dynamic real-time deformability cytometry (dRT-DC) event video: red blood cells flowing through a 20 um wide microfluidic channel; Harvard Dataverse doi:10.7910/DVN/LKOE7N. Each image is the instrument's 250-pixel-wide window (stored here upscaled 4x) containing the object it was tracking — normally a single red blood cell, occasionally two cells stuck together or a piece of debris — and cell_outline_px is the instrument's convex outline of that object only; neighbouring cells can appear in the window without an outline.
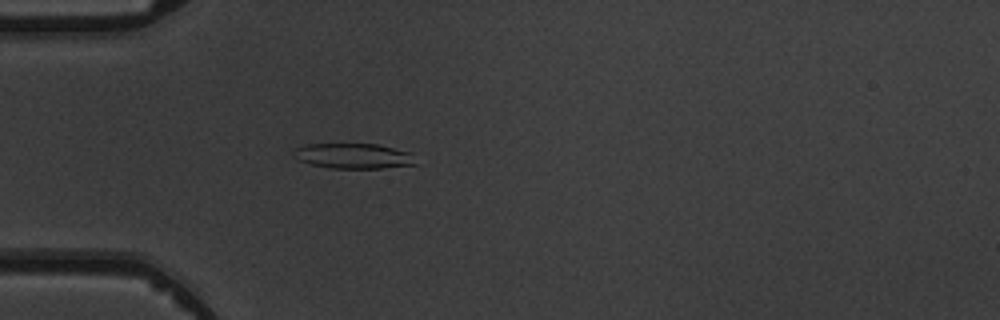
{"species": "common noctule bat (a hibernating species)", "species_latin": "Nyctalus noctula", "temperature_condition": "warm", "stored_images_in_passage": 5, "camera_frame_rate_fps": 3000, "um_per_image_px": 0.085, "animal": {"sex": "male", "body_mass_g": 19.5, "forearm_length_mm": 54.6}, "frame": {"image": 1, "passage_image": 5, "time_ms": 4.667, "image_size_px": [1000, 320], "cell_outline_px": [[416, 164], [380, 168], [332, 168], [308, 164], [300, 160], [292, 152], [296, 148], [308, 144], [376, 144], [412, 152]], "centroid_in_image_um": [30.06, 13.25], "position_along_channel_um": 54.9, "area_um2": 17.8}}